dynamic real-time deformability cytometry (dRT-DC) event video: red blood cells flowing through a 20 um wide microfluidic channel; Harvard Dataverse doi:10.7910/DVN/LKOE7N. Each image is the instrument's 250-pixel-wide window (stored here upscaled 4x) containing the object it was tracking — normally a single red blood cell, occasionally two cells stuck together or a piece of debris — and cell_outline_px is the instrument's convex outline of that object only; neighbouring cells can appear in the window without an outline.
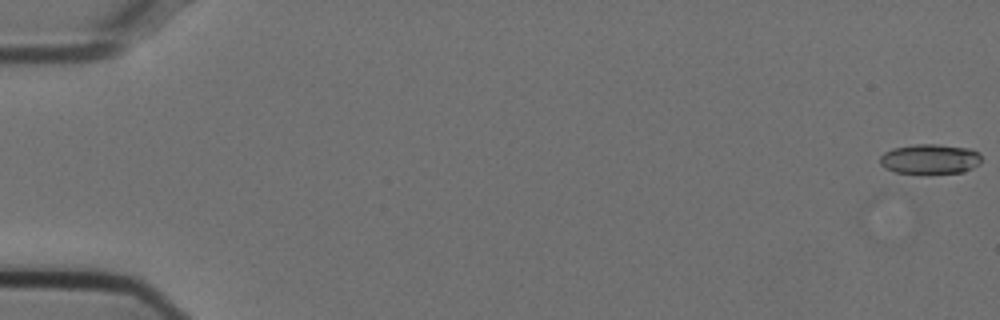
{"species": "Egyptian fruit bat (a non-hibernating species)", "species_latin": "Rousettus aegyptiacus", "temperature_condition": "cold", "stored_images_in_passage": 17, "camera_frame_rate_fps": 3000, "um_per_image_px": 0.085, "animal": {"sex": "female"}, "frame": {"image": 1, "passage_image": 1, "time_ms": 0.0, "image_size_px": [1000, 320], "cell_outline_px": [[980, 164], [964, 172], [928, 176], [924, 176], [896, 172], [884, 168], [880, 164], [880, 156], [884, 152], [892, 148], [916, 144], [936, 144], [972, 148], [980, 152]], "centroid_in_image_um": [79.05, 13.56], "position_along_channel_um": 5.9, "area_um2": 18.61}}
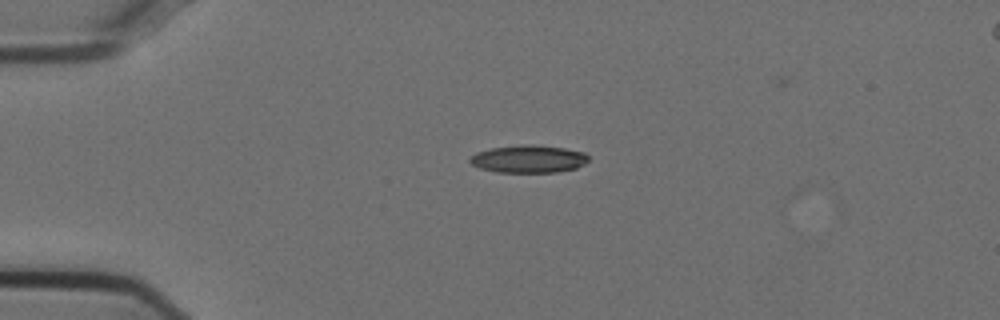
{"frame": {"image": 2, "passage_image": 14, "time_ms": 4.333, "image_size_px": [1000, 320], "cell_outline_px": [[588, 160], [584, 164], [576, 168], [556, 172], [496, 172], [480, 168], [472, 164], [468, 160], [476, 152], [492, 148], [524, 144], [532, 144], [564, 148], [584, 152], [588, 156]], "centroid_in_image_um": [44.93, 13.51], "position_along_channel_um": 40.1, "area_um2": 19.02}}